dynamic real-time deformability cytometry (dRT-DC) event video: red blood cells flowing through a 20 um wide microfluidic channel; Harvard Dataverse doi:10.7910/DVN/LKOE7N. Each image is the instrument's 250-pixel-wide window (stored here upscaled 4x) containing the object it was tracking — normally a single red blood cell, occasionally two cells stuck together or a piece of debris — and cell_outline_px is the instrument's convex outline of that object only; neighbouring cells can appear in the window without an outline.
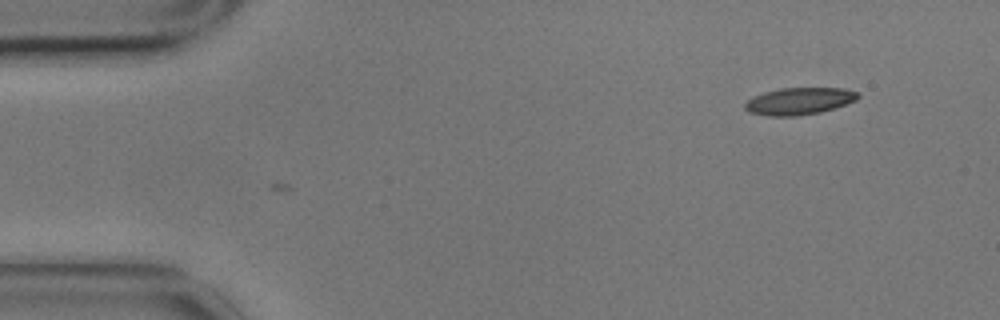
{"species": "common noctule bat (a hibernating species)", "species_latin": "Nyctalus noctula", "temperature_condition": "cold", "stored_images_in_passage": 4, "camera_frame_rate_fps": 3000, "um_per_image_px": 0.085, "animal": {"sex": "male", "body_mass_g": 17.9}, "frame": {"image": 1, "passage_image": 4, "time_ms": 1.0, "image_size_px": [1000, 320], "cell_outline_px": [[860, 96], [856, 100], [820, 112], [800, 116], [768, 116], [748, 112], [744, 108], [744, 104], [752, 96], [764, 92], [780, 88], [844, 88], [856, 92]], "centroid_in_image_um": [67.87, 8.6], "position_along_channel_um": 17.1, "area_um2": 17.8}}